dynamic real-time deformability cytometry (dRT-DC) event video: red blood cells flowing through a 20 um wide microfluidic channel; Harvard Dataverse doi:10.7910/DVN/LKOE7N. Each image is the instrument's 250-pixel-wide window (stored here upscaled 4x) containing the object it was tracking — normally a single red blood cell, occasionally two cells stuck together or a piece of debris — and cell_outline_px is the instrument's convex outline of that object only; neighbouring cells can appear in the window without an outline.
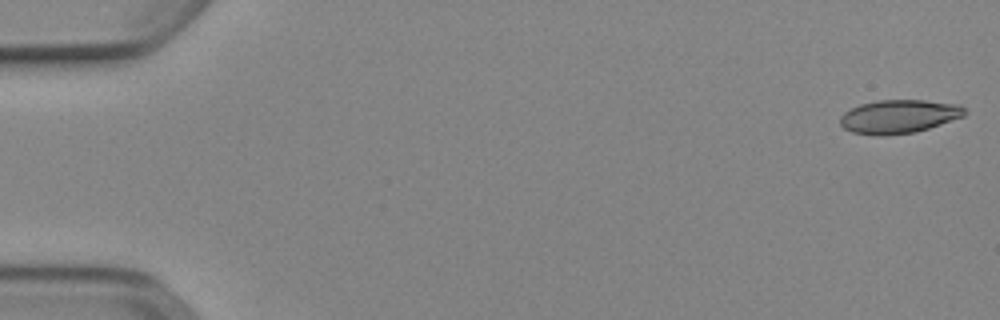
{"species": "Egyptian fruit bat (a non-hibernating species)", "species_latin": "Rousettus aegyptiacus", "temperature_condition": "cold", "stored_images_in_passage": 13, "camera_frame_rate_fps": 3000, "um_per_image_px": 0.085, "animal": {"sex": "female"}, "frame": {"image": 1, "passage_image": 1, "time_ms": 0.0, "image_size_px": [1000, 320], "cell_outline_px": [[968, 112], [964, 116], [916, 132], [884, 136], [880, 136], [852, 132], [844, 128], [840, 124], [840, 116], [844, 112], [860, 104], [876, 100], [924, 100], [960, 104]], "centroid_in_image_um": [76.41, 9.9], "position_along_channel_um": 8.6, "area_um2": 24.45}}